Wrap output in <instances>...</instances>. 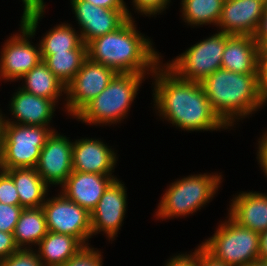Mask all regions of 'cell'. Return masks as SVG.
Returning a JSON list of instances; mask_svg holds the SVG:
<instances>
[{"mask_svg": "<svg viewBox=\"0 0 267 266\" xmlns=\"http://www.w3.org/2000/svg\"><path fill=\"white\" fill-rule=\"evenodd\" d=\"M151 78L153 106L160 119L188 132L230 129L212 109L201 82L179 78L163 60Z\"/></svg>", "mask_w": 267, "mask_h": 266, "instance_id": "1", "label": "cell"}, {"mask_svg": "<svg viewBox=\"0 0 267 266\" xmlns=\"http://www.w3.org/2000/svg\"><path fill=\"white\" fill-rule=\"evenodd\" d=\"M88 58L113 68L117 73L152 75L162 62V56L129 18L116 31L91 40L87 44ZM161 58V59H160Z\"/></svg>", "mask_w": 267, "mask_h": 266, "instance_id": "2", "label": "cell"}, {"mask_svg": "<svg viewBox=\"0 0 267 266\" xmlns=\"http://www.w3.org/2000/svg\"><path fill=\"white\" fill-rule=\"evenodd\" d=\"M201 84L212 109L231 129L267 103L260 91L259 74H239L220 68Z\"/></svg>", "mask_w": 267, "mask_h": 266, "instance_id": "3", "label": "cell"}, {"mask_svg": "<svg viewBox=\"0 0 267 266\" xmlns=\"http://www.w3.org/2000/svg\"><path fill=\"white\" fill-rule=\"evenodd\" d=\"M147 74L117 73L108 86L75 117L87 125L110 126L127 118ZM110 124V125H109Z\"/></svg>", "mask_w": 267, "mask_h": 266, "instance_id": "4", "label": "cell"}, {"mask_svg": "<svg viewBox=\"0 0 267 266\" xmlns=\"http://www.w3.org/2000/svg\"><path fill=\"white\" fill-rule=\"evenodd\" d=\"M222 174H193L170 183L155 212L156 219L187 217L207 205L221 187Z\"/></svg>", "mask_w": 267, "mask_h": 266, "instance_id": "5", "label": "cell"}, {"mask_svg": "<svg viewBox=\"0 0 267 266\" xmlns=\"http://www.w3.org/2000/svg\"><path fill=\"white\" fill-rule=\"evenodd\" d=\"M226 219L199 245L215 260L229 266H249L260 259V233L239 225L229 215Z\"/></svg>", "mask_w": 267, "mask_h": 266, "instance_id": "6", "label": "cell"}, {"mask_svg": "<svg viewBox=\"0 0 267 266\" xmlns=\"http://www.w3.org/2000/svg\"><path fill=\"white\" fill-rule=\"evenodd\" d=\"M53 131L52 126L0 122V169L35 168Z\"/></svg>", "mask_w": 267, "mask_h": 266, "instance_id": "7", "label": "cell"}, {"mask_svg": "<svg viewBox=\"0 0 267 266\" xmlns=\"http://www.w3.org/2000/svg\"><path fill=\"white\" fill-rule=\"evenodd\" d=\"M43 14L30 16L20 22L19 33L11 34L6 39L0 52V79L4 82L19 81L27 72L40 61L41 51L39 43L33 45L32 40L39 26Z\"/></svg>", "mask_w": 267, "mask_h": 266, "instance_id": "8", "label": "cell"}, {"mask_svg": "<svg viewBox=\"0 0 267 266\" xmlns=\"http://www.w3.org/2000/svg\"><path fill=\"white\" fill-rule=\"evenodd\" d=\"M227 35L217 30L164 64L181 79L202 82L221 68Z\"/></svg>", "mask_w": 267, "mask_h": 266, "instance_id": "9", "label": "cell"}, {"mask_svg": "<svg viewBox=\"0 0 267 266\" xmlns=\"http://www.w3.org/2000/svg\"><path fill=\"white\" fill-rule=\"evenodd\" d=\"M47 223L48 231L76 237L85 247L91 246L92 238L91 214L66 198L60 191L54 197L46 198L41 206Z\"/></svg>", "mask_w": 267, "mask_h": 266, "instance_id": "10", "label": "cell"}, {"mask_svg": "<svg viewBox=\"0 0 267 266\" xmlns=\"http://www.w3.org/2000/svg\"><path fill=\"white\" fill-rule=\"evenodd\" d=\"M116 74L113 68L87 58L74 79L66 86L67 97L63 105L67 115L74 118L108 86Z\"/></svg>", "mask_w": 267, "mask_h": 266, "instance_id": "11", "label": "cell"}, {"mask_svg": "<svg viewBox=\"0 0 267 266\" xmlns=\"http://www.w3.org/2000/svg\"><path fill=\"white\" fill-rule=\"evenodd\" d=\"M124 185L120 179L114 180L104 191L96 208L90 213L92 236L103 232L109 242L114 241L118 236L128 205L127 189Z\"/></svg>", "mask_w": 267, "mask_h": 266, "instance_id": "12", "label": "cell"}, {"mask_svg": "<svg viewBox=\"0 0 267 266\" xmlns=\"http://www.w3.org/2000/svg\"><path fill=\"white\" fill-rule=\"evenodd\" d=\"M69 138L53 131L41 149L35 169L49 187H60L73 171V142Z\"/></svg>", "mask_w": 267, "mask_h": 266, "instance_id": "13", "label": "cell"}, {"mask_svg": "<svg viewBox=\"0 0 267 266\" xmlns=\"http://www.w3.org/2000/svg\"><path fill=\"white\" fill-rule=\"evenodd\" d=\"M72 12L86 45L93 39L116 31L128 19L127 9H107L88 1H70Z\"/></svg>", "mask_w": 267, "mask_h": 266, "instance_id": "14", "label": "cell"}, {"mask_svg": "<svg viewBox=\"0 0 267 266\" xmlns=\"http://www.w3.org/2000/svg\"><path fill=\"white\" fill-rule=\"evenodd\" d=\"M117 159L114 148L112 150L99 138L86 137L73 141V171L110 175L116 180L117 177L112 173L117 165Z\"/></svg>", "mask_w": 267, "mask_h": 266, "instance_id": "15", "label": "cell"}, {"mask_svg": "<svg viewBox=\"0 0 267 266\" xmlns=\"http://www.w3.org/2000/svg\"><path fill=\"white\" fill-rule=\"evenodd\" d=\"M266 5L264 0H224L218 31L253 36Z\"/></svg>", "mask_w": 267, "mask_h": 266, "instance_id": "16", "label": "cell"}, {"mask_svg": "<svg viewBox=\"0 0 267 266\" xmlns=\"http://www.w3.org/2000/svg\"><path fill=\"white\" fill-rule=\"evenodd\" d=\"M9 101V112L12 119L1 112V122L33 126H51L56 110L53 100L33 95L18 87ZM7 118V119H6ZM14 118V119H13Z\"/></svg>", "mask_w": 267, "mask_h": 266, "instance_id": "17", "label": "cell"}, {"mask_svg": "<svg viewBox=\"0 0 267 266\" xmlns=\"http://www.w3.org/2000/svg\"><path fill=\"white\" fill-rule=\"evenodd\" d=\"M114 180L110 175L72 171L60 186V192L91 213Z\"/></svg>", "mask_w": 267, "mask_h": 266, "instance_id": "18", "label": "cell"}, {"mask_svg": "<svg viewBox=\"0 0 267 266\" xmlns=\"http://www.w3.org/2000/svg\"><path fill=\"white\" fill-rule=\"evenodd\" d=\"M231 201L228 215L235 222L258 233L267 229V193L242 191Z\"/></svg>", "mask_w": 267, "mask_h": 266, "instance_id": "19", "label": "cell"}, {"mask_svg": "<svg viewBox=\"0 0 267 266\" xmlns=\"http://www.w3.org/2000/svg\"><path fill=\"white\" fill-rule=\"evenodd\" d=\"M259 50L253 36L228 34L221 68L239 74H259Z\"/></svg>", "mask_w": 267, "mask_h": 266, "instance_id": "20", "label": "cell"}, {"mask_svg": "<svg viewBox=\"0 0 267 266\" xmlns=\"http://www.w3.org/2000/svg\"><path fill=\"white\" fill-rule=\"evenodd\" d=\"M4 170L15 184L19 195L20 206L40 208L48 197L50 187L43 181L35 168H13Z\"/></svg>", "mask_w": 267, "mask_h": 266, "instance_id": "21", "label": "cell"}, {"mask_svg": "<svg viewBox=\"0 0 267 266\" xmlns=\"http://www.w3.org/2000/svg\"><path fill=\"white\" fill-rule=\"evenodd\" d=\"M37 246L36 252L43 266H62L85 247L76 237L51 231Z\"/></svg>", "mask_w": 267, "mask_h": 266, "instance_id": "22", "label": "cell"}, {"mask_svg": "<svg viewBox=\"0 0 267 266\" xmlns=\"http://www.w3.org/2000/svg\"><path fill=\"white\" fill-rule=\"evenodd\" d=\"M19 80L23 85L21 89L33 95L53 100L56 104L66 97V87L48 68L42 60Z\"/></svg>", "mask_w": 267, "mask_h": 266, "instance_id": "23", "label": "cell"}, {"mask_svg": "<svg viewBox=\"0 0 267 266\" xmlns=\"http://www.w3.org/2000/svg\"><path fill=\"white\" fill-rule=\"evenodd\" d=\"M47 233L45 214L40 207L23 209L13 235L19 249H33Z\"/></svg>", "mask_w": 267, "mask_h": 266, "instance_id": "24", "label": "cell"}, {"mask_svg": "<svg viewBox=\"0 0 267 266\" xmlns=\"http://www.w3.org/2000/svg\"><path fill=\"white\" fill-rule=\"evenodd\" d=\"M41 58L66 87L88 58L87 45L82 43L78 48L66 52L41 54Z\"/></svg>", "mask_w": 267, "mask_h": 266, "instance_id": "25", "label": "cell"}, {"mask_svg": "<svg viewBox=\"0 0 267 266\" xmlns=\"http://www.w3.org/2000/svg\"><path fill=\"white\" fill-rule=\"evenodd\" d=\"M224 0H181L182 20L187 26L216 25L221 17Z\"/></svg>", "mask_w": 267, "mask_h": 266, "instance_id": "26", "label": "cell"}, {"mask_svg": "<svg viewBox=\"0 0 267 266\" xmlns=\"http://www.w3.org/2000/svg\"><path fill=\"white\" fill-rule=\"evenodd\" d=\"M47 32L39 41L41 54L66 52L78 48L83 43L80 32L69 23L61 22Z\"/></svg>", "mask_w": 267, "mask_h": 266, "instance_id": "27", "label": "cell"}, {"mask_svg": "<svg viewBox=\"0 0 267 266\" xmlns=\"http://www.w3.org/2000/svg\"><path fill=\"white\" fill-rule=\"evenodd\" d=\"M0 266H43L36 249H19L8 258L0 260Z\"/></svg>", "mask_w": 267, "mask_h": 266, "instance_id": "28", "label": "cell"}, {"mask_svg": "<svg viewBox=\"0 0 267 266\" xmlns=\"http://www.w3.org/2000/svg\"><path fill=\"white\" fill-rule=\"evenodd\" d=\"M102 261L101 251L92 246H86L62 266H103Z\"/></svg>", "mask_w": 267, "mask_h": 266, "instance_id": "29", "label": "cell"}, {"mask_svg": "<svg viewBox=\"0 0 267 266\" xmlns=\"http://www.w3.org/2000/svg\"><path fill=\"white\" fill-rule=\"evenodd\" d=\"M23 209L20 205L0 203V231L13 233Z\"/></svg>", "mask_w": 267, "mask_h": 266, "instance_id": "30", "label": "cell"}, {"mask_svg": "<svg viewBox=\"0 0 267 266\" xmlns=\"http://www.w3.org/2000/svg\"><path fill=\"white\" fill-rule=\"evenodd\" d=\"M171 0H132L133 8L140 15L148 17L163 13L169 7Z\"/></svg>", "mask_w": 267, "mask_h": 266, "instance_id": "31", "label": "cell"}, {"mask_svg": "<svg viewBox=\"0 0 267 266\" xmlns=\"http://www.w3.org/2000/svg\"><path fill=\"white\" fill-rule=\"evenodd\" d=\"M0 203L20 205L19 195L13 179L0 169Z\"/></svg>", "mask_w": 267, "mask_h": 266, "instance_id": "32", "label": "cell"}, {"mask_svg": "<svg viewBox=\"0 0 267 266\" xmlns=\"http://www.w3.org/2000/svg\"><path fill=\"white\" fill-rule=\"evenodd\" d=\"M166 262L165 266H199V245L194 252L174 254Z\"/></svg>", "mask_w": 267, "mask_h": 266, "instance_id": "33", "label": "cell"}, {"mask_svg": "<svg viewBox=\"0 0 267 266\" xmlns=\"http://www.w3.org/2000/svg\"><path fill=\"white\" fill-rule=\"evenodd\" d=\"M18 250L13 233L0 231V260L8 258Z\"/></svg>", "mask_w": 267, "mask_h": 266, "instance_id": "34", "label": "cell"}, {"mask_svg": "<svg viewBox=\"0 0 267 266\" xmlns=\"http://www.w3.org/2000/svg\"><path fill=\"white\" fill-rule=\"evenodd\" d=\"M23 2V14L21 21L38 14H45L46 4L44 0H21Z\"/></svg>", "mask_w": 267, "mask_h": 266, "instance_id": "35", "label": "cell"}, {"mask_svg": "<svg viewBox=\"0 0 267 266\" xmlns=\"http://www.w3.org/2000/svg\"><path fill=\"white\" fill-rule=\"evenodd\" d=\"M259 48H263L267 44V5L262 14L257 29L253 35Z\"/></svg>", "mask_w": 267, "mask_h": 266, "instance_id": "36", "label": "cell"}, {"mask_svg": "<svg viewBox=\"0 0 267 266\" xmlns=\"http://www.w3.org/2000/svg\"><path fill=\"white\" fill-rule=\"evenodd\" d=\"M257 161L263 170L264 175L267 177V131L262 134L258 139Z\"/></svg>", "mask_w": 267, "mask_h": 266, "instance_id": "37", "label": "cell"}, {"mask_svg": "<svg viewBox=\"0 0 267 266\" xmlns=\"http://www.w3.org/2000/svg\"><path fill=\"white\" fill-rule=\"evenodd\" d=\"M70 1H88L91 2L94 6H99L107 9H127L129 18H133L124 0H70Z\"/></svg>", "mask_w": 267, "mask_h": 266, "instance_id": "38", "label": "cell"}, {"mask_svg": "<svg viewBox=\"0 0 267 266\" xmlns=\"http://www.w3.org/2000/svg\"><path fill=\"white\" fill-rule=\"evenodd\" d=\"M258 70L260 91L267 100V55H259Z\"/></svg>", "mask_w": 267, "mask_h": 266, "instance_id": "39", "label": "cell"}, {"mask_svg": "<svg viewBox=\"0 0 267 266\" xmlns=\"http://www.w3.org/2000/svg\"><path fill=\"white\" fill-rule=\"evenodd\" d=\"M199 266H229L224 262L215 260L199 245Z\"/></svg>", "mask_w": 267, "mask_h": 266, "instance_id": "40", "label": "cell"}, {"mask_svg": "<svg viewBox=\"0 0 267 266\" xmlns=\"http://www.w3.org/2000/svg\"><path fill=\"white\" fill-rule=\"evenodd\" d=\"M260 259L267 261V229L260 233Z\"/></svg>", "mask_w": 267, "mask_h": 266, "instance_id": "41", "label": "cell"}, {"mask_svg": "<svg viewBox=\"0 0 267 266\" xmlns=\"http://www.w3.org/2000/svg\"><path fill=\"white\" fill-rule=\"evenodd\" d=\"M249 266H267V261L262 259H257L253 261Z\"/></svg>", "mask_w": 267, "mask_h": 266, "instance_id": "42", "label": "cell"}, {"mask_svg": "<svg viewBox=\"0 0 267 266\" xmlns=\"http://www.w3.org/2000/svg\"><path fill=\"white\" fill-rule=\"evenodd\" d=\"M259 55H267V44L263 48H260Z\"/></svg>", "mask_w": 267, "mask_h": 266, "instance_id": "43", "label": "cell"}]
</instances>
